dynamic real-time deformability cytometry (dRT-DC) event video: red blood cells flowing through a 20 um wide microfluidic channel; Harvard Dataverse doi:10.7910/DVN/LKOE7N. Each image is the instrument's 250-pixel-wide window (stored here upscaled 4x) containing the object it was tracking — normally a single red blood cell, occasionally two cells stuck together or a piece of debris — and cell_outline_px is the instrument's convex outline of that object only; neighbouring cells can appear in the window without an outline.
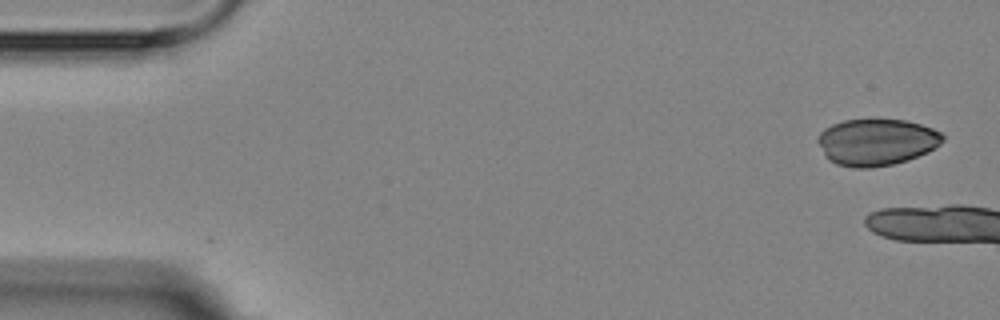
{"species": "Egyptian fruit bat (a non-hibernating species)", "species_latin": "Rousettus aegyptiacus", "temperature_condition": "room temperature", "stored_images_in_passage": 2, "camera_frame_rate_fps": 3000, "um_per_image_px": 0.085, "animal": {"sex": "female"}, "frame": {"image": 1, "passage_image": 1, "time_ms": 0.0, "image_size_px": [1000, 320], "cell_outline_px": [[944, 140], [936, 148], [928, 152], [908, 160], [892, 164], [868, 168], [852, 168], [836, 164], [828, 160], [824, 156], [816, 140], [816, 136], [824, 128], [832, 124], [844, 120], [904, 120], [920, 124], [932, 128], [940, 132], [944, 136]], "centroid_in_image_um": [74.47, 12.09], "position_along_channel_um": 10.5, "area_um2": 34.22}}